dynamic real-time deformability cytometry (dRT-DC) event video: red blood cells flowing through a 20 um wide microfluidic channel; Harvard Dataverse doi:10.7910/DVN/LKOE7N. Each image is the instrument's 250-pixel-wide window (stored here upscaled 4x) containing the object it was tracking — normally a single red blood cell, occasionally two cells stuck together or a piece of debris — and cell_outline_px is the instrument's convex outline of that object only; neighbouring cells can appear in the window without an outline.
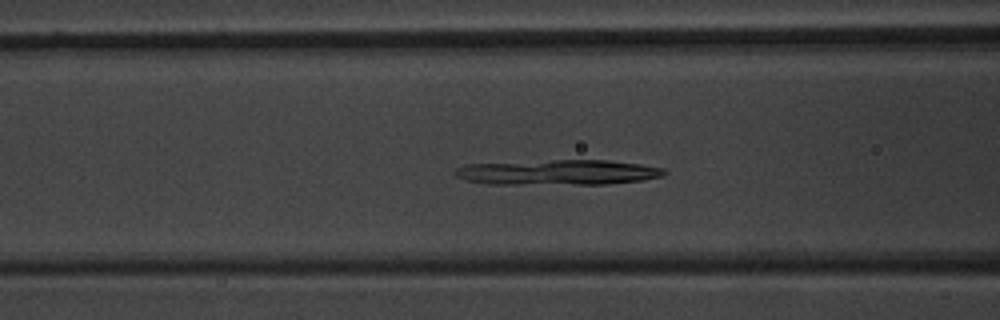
{"species": "common noctule bat (a hibernating species)", "species_latin": "Nyctalus noctula", "temperature_condition": "warm", "stored_images_in_passage": 53, "camera_frame_rate_fps": 3000, "um_per_image_px": 0.085, "animal": {"sex": "male", "body_mass_g": 20.1, "forearm_length_mm": 53.5}, "frame": {"image": 1, "passage_image": 21, "time_ms": 6.667, "image_size_px": [1000, 320], "cell_outline_px": [[668, 172], [664, 176], [644, 180], [604, 184], [488, 184], [468, 180], [456, 176], [452, 172], [456, 168], [468, 164], [556, 160], [608, 160], [640, 164], [664, 168]], "centroid_in_image_um": [47.47, 14.65], "position_along_channel_um": 119.1, "area_um2": 30.75}}
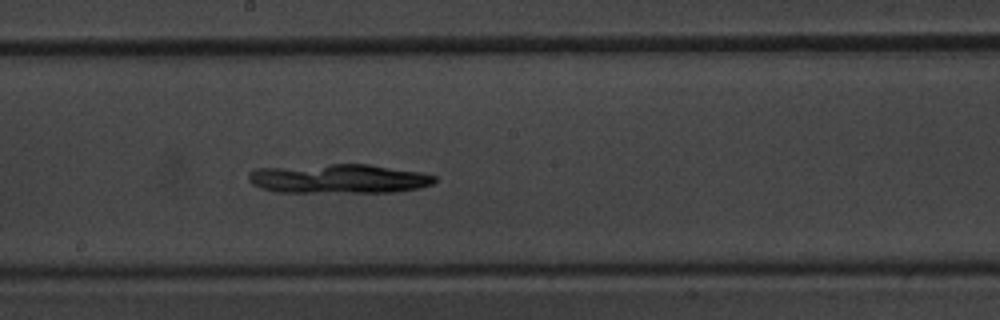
{"frame": {"image": 2, "passage_image": 29, "time_ms": 9.333, "image_size_px": [1000, 320], "cell_outline_px": [[436, 180], [432, 184], [420, 188], [396, 192], [276, 192], [260, 188], [252, 184], [248, 180], [248, 172], [256, 168], [332, 164], [368, 164], [420, 172], [436, 176]], "centroid_in_image_um": [28.77, 15.19], "position_along_channel_um": 219.4, "area_um2": 31.91}}
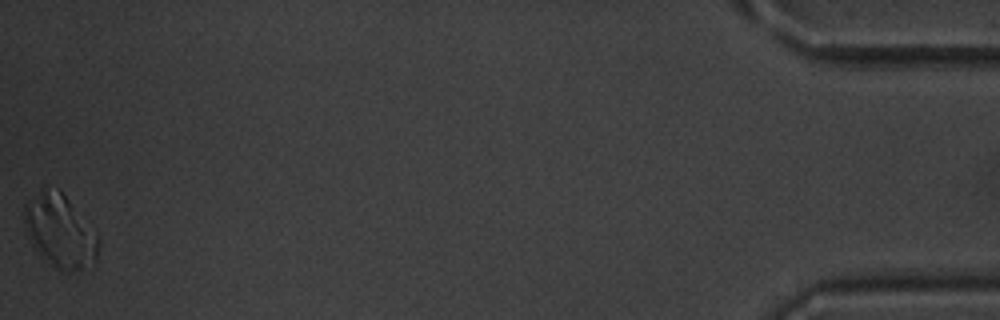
{"frame": {"image": 3, "passage_image": 53, "time_ms": 17.333, "image_size_px": [1000, 320], "cell_outline_px": [[100, 244], [96, 264], [72, 272], [60, 272], [44, 260], [36, 252], [24, 228], [24, 204], [40, 188], [60, 188], [100, 240]], "centroid_in_image_um": [5.08, 19.68], "position_along_channel_um": 430.1, "area_um2": 32.08}, "authors_computed_cell_mechanics": {"area_um2": 28.6688, "velocity_mm_per_s": 3.7587, "shape_relaxation_time_tau1_ms": 3.6828, "shape_relaxation_time_tau2_ms": null, "deformation_change_tau1": 0.1658, "deformation_change_tau2": null}}